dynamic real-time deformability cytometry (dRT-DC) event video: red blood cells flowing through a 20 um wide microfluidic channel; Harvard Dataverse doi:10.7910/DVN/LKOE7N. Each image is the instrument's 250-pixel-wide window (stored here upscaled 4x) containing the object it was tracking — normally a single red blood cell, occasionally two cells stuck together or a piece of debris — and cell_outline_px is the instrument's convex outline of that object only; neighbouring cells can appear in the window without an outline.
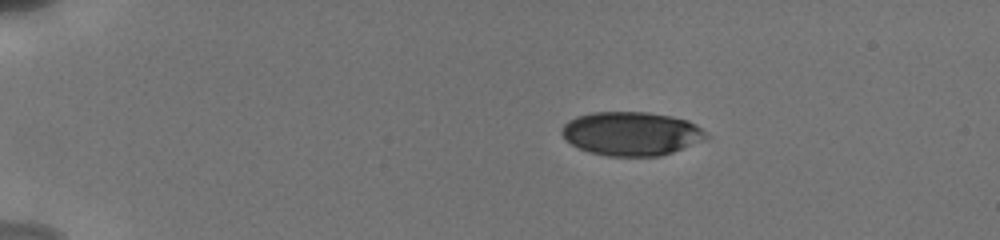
{"species": "human", "species_latin": "Homo sapiens", "temperature_condition": "cold", "stored_images_in_passage": 15, "camera_frame_rate_fps": 3000, "um_per_image_px": 0.085, "donor": {"sex": "male"}, "frame": {"image": 1, "passage_image": 1, "time_ms": 0.0, "image_size_px": [1000, 240], "cell_outline_px": [[712, 136], [704, 140], [672, 152], [660, 156], [608, 156], [588, 152], [572, 144], [560, 132], [560, 128], [568, 120], [576, 116], [592, 112], [648, 112], [672, 116], [688, 120], [696, 124]], "centroid_in_image_um": [53.68, 11.35], "position_along_channel_um": 31.3, "area_um2": 37.05}}